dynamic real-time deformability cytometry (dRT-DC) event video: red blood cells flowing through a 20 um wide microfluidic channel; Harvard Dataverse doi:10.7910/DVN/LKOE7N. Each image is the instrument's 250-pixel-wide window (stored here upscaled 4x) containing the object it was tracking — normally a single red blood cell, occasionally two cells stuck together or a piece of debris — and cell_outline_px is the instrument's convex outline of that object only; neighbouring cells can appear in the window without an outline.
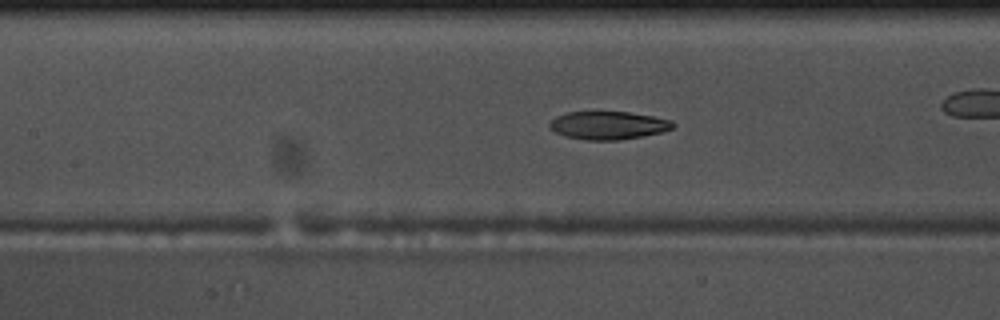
{"species": "common noctule bat (a hibernating species)", "species_latin": "Nyctalus noctula", "temperature_condition": "warm", "stored_images_in_passage": 56, "camera_frame_rate_fps": 3000, "um_per_image_px": 0.085, "animal": {"sex": "male", "body_mass_g": 17.5, "forearm_length_mm": 52.3}, "frame": {"image": 1, "passage_image": 25, "time_ms": 8.0, "image_size_px": [1000, 320], "cell_outline_px": [[676, 124], [672, 128], [660, 132], [640, 136], [616, 140], [584, 140], [564, 136], [556, 132], [548, 124], [556, 116], [568, 112], [628, 112], [652, 116], [672, 120]], "centroid_in_image_um": [51.69, 10.65], "position_along_channel_um": 155.7, "area_um2": 19.94}}
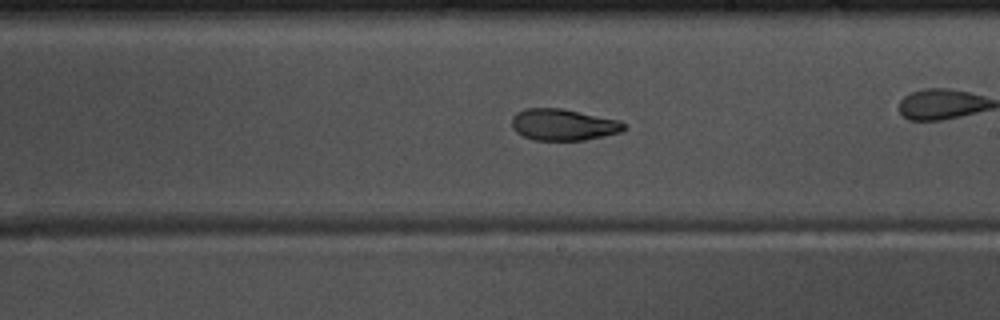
{"frame": {"image": 2, "passage_image": 32, "time_ms": 10.333, "image_size_px": [1000, 320], "cell_outline_px": [[628, 128], [620, 132], [604, 136], [584, 140], [532, 140], [516, 132], [512, 128], [512, 116], [516, 112], [524, 108], [560, 108], [620, 120]], "centroid_in_image_um": [47.86, 10.6], "position_along_channel_um": 241.1, "area_um2": 20.69}, "authors_computed_cell_mechanics": {"area_um2": 21.7328, "velocity_mm_per_s": 3.6836, "shape_relaxation_time_tau1_ms": 6.4021, "shape_relaxation_time_tau2_ms": 1.848, "deformation_change_tau1": 0.2082, "deformation_change_tau2": 0.0815}}